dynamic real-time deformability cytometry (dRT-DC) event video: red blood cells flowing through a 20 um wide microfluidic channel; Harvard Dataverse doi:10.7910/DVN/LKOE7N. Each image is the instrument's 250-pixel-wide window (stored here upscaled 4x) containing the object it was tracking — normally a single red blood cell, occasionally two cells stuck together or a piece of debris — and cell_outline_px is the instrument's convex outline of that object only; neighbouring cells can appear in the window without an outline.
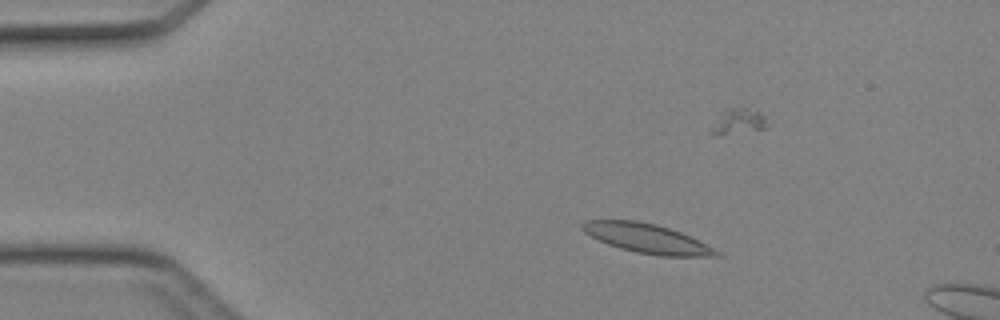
{"species": "Egyptian fruit bat (a non-hibernating species)", "species_latin": "Rousettus aegyptiacus", "temperature_condition": "cold", "stored_images_in_passage": 13, "camera_frame_rate_fps": 3000, "um_per_image_px": 0.085, "animal": {"sex": "female"}, "frame": {"image": 1, "passage_image": 8, "time_ms": 2.333, "image_size_px": [1000, 320], "cell_outline_px": [[720, 256], [660, 256], [636, 252], [620, 248], [608, 244], [584, 232], [580, 228], [580, 224], [584, 220], [636, 220], [656, 224], [680, 232], [700, 240], [720, 252]], "centroid_in_image_um": [54.98, 20.26], "position_along_channel_um": 30.0, "area_um2": 22.83}}